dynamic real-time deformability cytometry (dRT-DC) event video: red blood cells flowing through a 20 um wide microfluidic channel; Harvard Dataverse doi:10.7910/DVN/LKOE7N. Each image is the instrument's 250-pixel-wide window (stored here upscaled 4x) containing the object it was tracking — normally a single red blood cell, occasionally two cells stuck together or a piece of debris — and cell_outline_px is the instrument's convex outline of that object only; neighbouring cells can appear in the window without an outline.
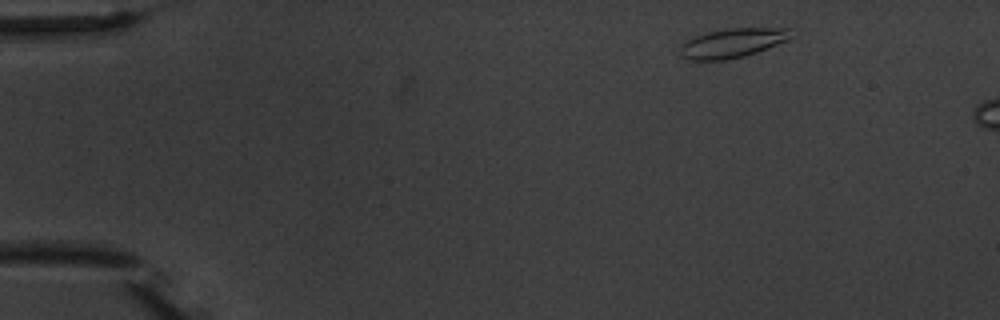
{"species": "common noctule bat (a hibernating species)", "species_latin": "Nyctalus noctula", "temperature_condition": "warm", "stored_images_in_passage": 5, "camera_frame_rate_fps": 3000, "um_per_image_px": 0.085, "animal": {"sex": "male", "body_mass_g": 20.1, "forearm_length_mm": 53.5}, "frame": {"image": 1, "passage_image": 1, "time_ms": 0.0, "image_size_px": [1000, 320], "cell_outline_px": [[796, 36], [788, 40], [756, 52], [744, 56], [724, 60], [688, 60], [680, 56], [680, 44], [696, 36], [708, 32], [728, 28], [788, 28]], "centroid_in_image_um": [62.27, 3.65], "position_along_channel_um": 22.7, "area_um2": 18.96}}